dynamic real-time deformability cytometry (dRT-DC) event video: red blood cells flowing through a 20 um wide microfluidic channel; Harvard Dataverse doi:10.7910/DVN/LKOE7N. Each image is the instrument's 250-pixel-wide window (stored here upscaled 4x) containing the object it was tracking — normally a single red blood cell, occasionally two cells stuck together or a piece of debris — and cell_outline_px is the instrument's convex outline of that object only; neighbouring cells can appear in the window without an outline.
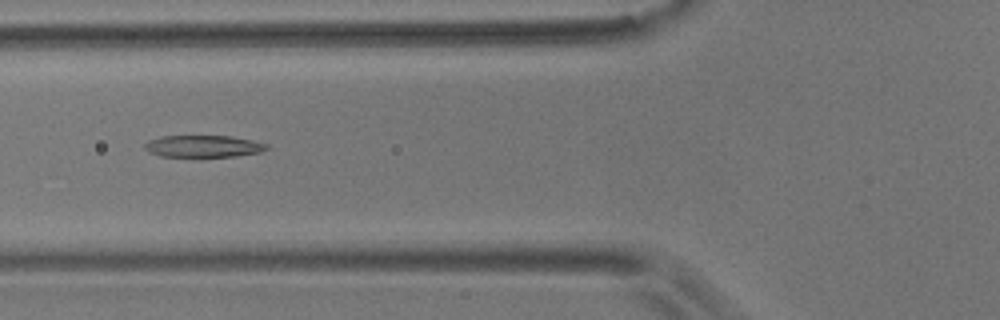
{"species": "common noctule bat (a hibernating species)", "species_latin": "Nyctalus noctula", "temperature_condition": "room temperature", "stored_images_in_passage": 5, "camera_frame_rate_fps": 3000, "um_per_image_px": 0.085, "animal": {"sex": "male", "body_mass_g": 17.9}, "frame": {"image": 1, "passage_image": 4, "time_ms": 4.0, "image_size_px": [1000, 320], "cell_outline_px": [[268, 148], [260, 152], [236, 156], [160, 156], [148, 152], [144, 148], [144, 144], [148, 140], [160, 136], [232, 136], [252, 140], [268, 144]], "centroid_in_image_um": [17.26, 12.42], "position_along_channel_um": 108.5, "area_um2": 15.55}}
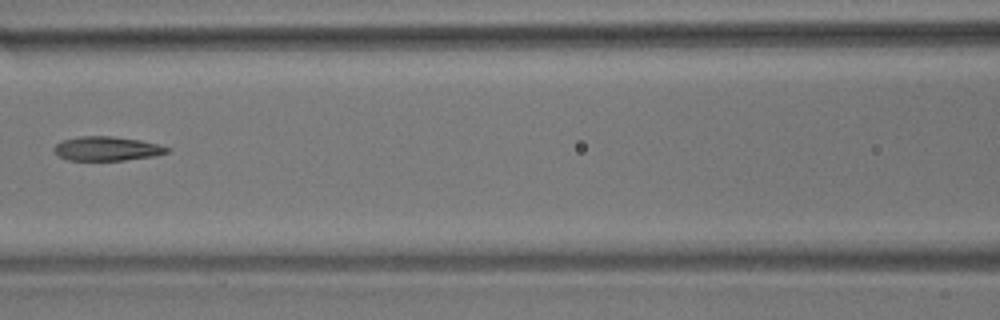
{"frame": {"image": 2, "passage_image": 5, "time_ms": 5.333, "image_size_px": [1000, 320], "cell_outline_px": [[172, 148], [168, 152], [156, 156], [124, 160], [68, 160], [56, 156], [52, 148], [56, 144], [64, 140], [80, 136], [112, 136], [140, 140]], "centroid_in_image_um": [9.07, 12.64], "position_along_channel_um": 157.5, "area_um2": 16.01}}